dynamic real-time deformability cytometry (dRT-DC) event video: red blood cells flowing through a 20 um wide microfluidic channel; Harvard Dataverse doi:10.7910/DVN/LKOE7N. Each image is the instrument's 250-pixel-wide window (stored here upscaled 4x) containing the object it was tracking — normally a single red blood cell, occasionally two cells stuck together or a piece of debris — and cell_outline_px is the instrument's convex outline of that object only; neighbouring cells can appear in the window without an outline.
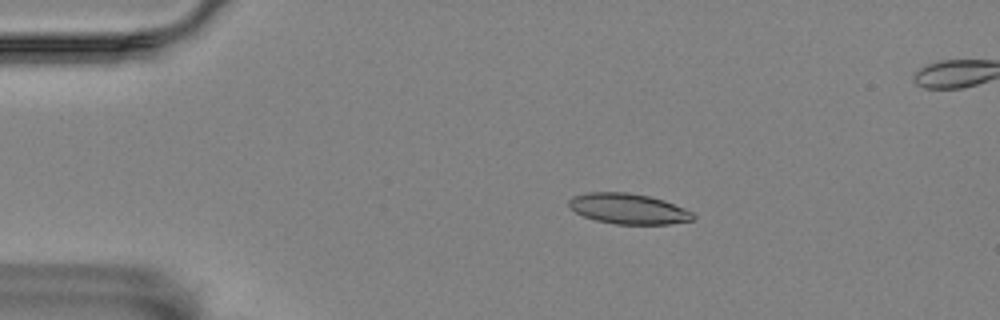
{"species": "Egyptian fruit bat (a non-hibernating species)", "species_latin": "Rousettus aegyptiacus", "temperature_condition": "room temperature", "stored_images_in_passage": 9, "camera_frame_rate_fps": 3000, "um_per_image_px": 0.085, "animal": {"sex": "female"}, "frame": {"image": 1, "passage_image": 3, "time_ms": 2.333, "image_size_px": [1000, 320], "cell_outline_px": [[696, 216], [692, 220], [668, 224], [616, 224], [596, 220], [584, 216], [576, 212], [568, 204], [568, 200], [572, 196], [588, 192], [628, 192], [648, 196], [664, 200], [684, 208], [692, 212]], "centroid_in_image_um": [53.41, 17.74], "position_along_channel_um": 31.6, "area_um2": 21.96}}
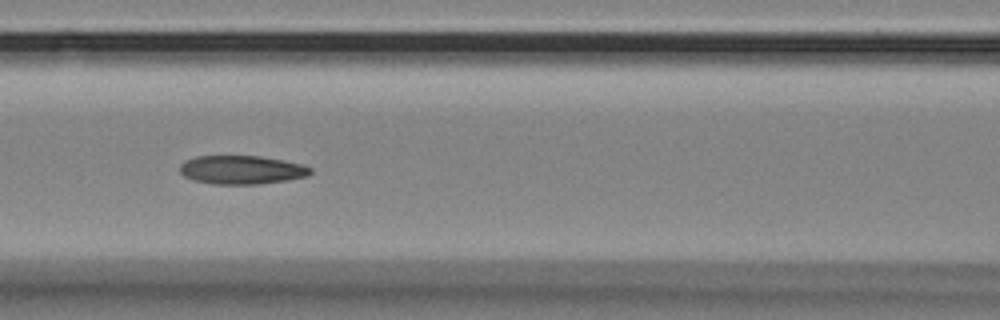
{"frame": {"image": 2, "passage_image": 7, "time_ms": 7.0, "image_size_px": [1000, 320], "cell_outline_px": [[312, 172], [308, 176], [288, 180], [256, 184], [212, 184], [192, 180], [184, 176], [180, 172], [180, 164], [184, 160], [196, 156], [260, 156], [284, 160], [300, 164], [312, 168]], "centroid_in_image_um": [20.52, 14.43], "position_along_channel_um": 146.1, "area_um2": 21.91}}
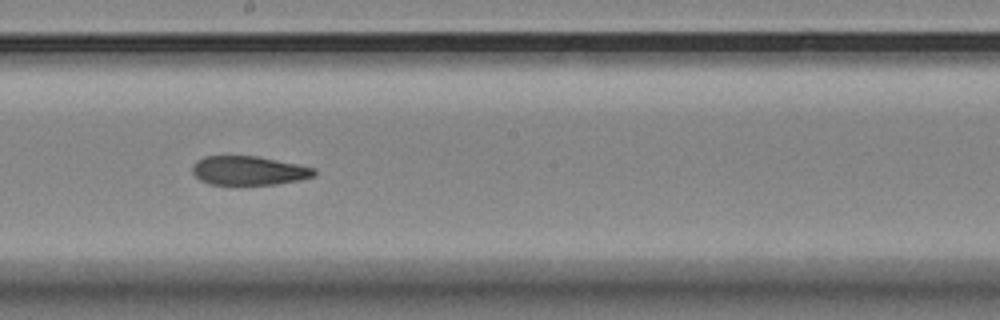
{"frame": {"image": 3, "passage_image": 9, "time_ms": 9.333, "image_size_px": [1000, 320], "cell_outline_px": [[316, 176], [300, 180], [276, 184], [208, 184], [200, 180], [192, 172], [192, 164], [196, 160], [204, 156], [256, 156], [316, 168]], "centroid_in_image_um": [21.13, 14.5], "position_along_channel_um": 227.1, "area_um2": 20.58}}